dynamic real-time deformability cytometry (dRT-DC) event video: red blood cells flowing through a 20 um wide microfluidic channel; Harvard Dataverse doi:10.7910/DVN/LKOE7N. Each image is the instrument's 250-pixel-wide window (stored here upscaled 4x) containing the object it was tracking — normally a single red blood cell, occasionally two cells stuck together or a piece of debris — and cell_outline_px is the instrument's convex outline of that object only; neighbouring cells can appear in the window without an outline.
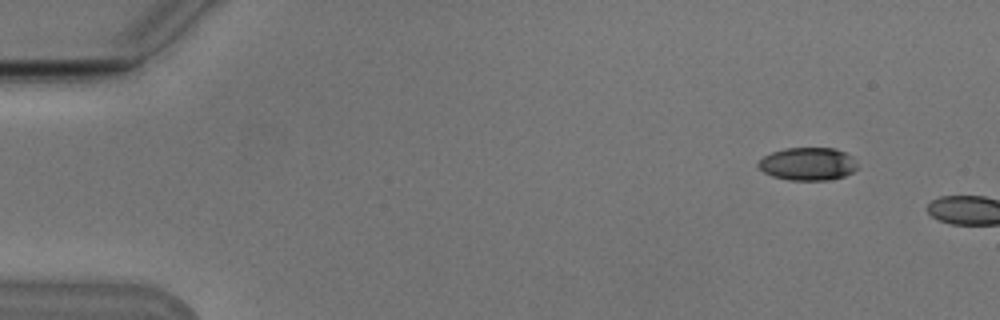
{"species": "Egyptian fruit bat (a non-hibernating species)", "species_latin": "Rousettus aegyptiacus", "temperature_condition": "cold", "stored_images_in_passage": 4, "camera_frame_rate_fps": 3000, "um_per_image_px": 0.085, "animal": {"sex": "male"}, "frame": {"image": 1, "passage_image": 1, "time_ms": 0.0, "image_size_px": [1000, 320], "cell_outline_px": [[856, 168], [852, 172], [844, 176], [828, 180], [788, 180], [772, 176], [764, 172], [756, 164], [764, 156], [772, 152], [784, 148], [836, 148], [852, 156], [856, 164]], "centroid_in_image_um": [68.65, 13.93], "position_along_channel_um": 16.4, "area_um2": 18.96}}